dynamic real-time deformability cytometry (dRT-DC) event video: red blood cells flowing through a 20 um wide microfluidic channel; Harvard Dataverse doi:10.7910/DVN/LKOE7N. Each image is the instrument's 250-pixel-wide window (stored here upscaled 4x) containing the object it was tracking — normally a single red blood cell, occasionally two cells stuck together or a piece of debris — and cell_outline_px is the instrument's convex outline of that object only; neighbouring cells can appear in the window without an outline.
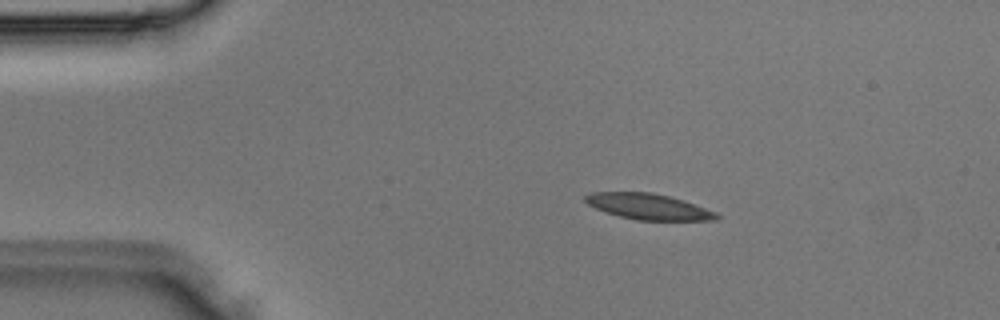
{"species": "Egyptian fruit bat (a non-hibernating species)", "species_latin": "Rousettus aegyptiacus", "temperature_condition": "room temperature", "stored_images_in_passage": 1, "camera_frame_rate_fps": 3000, "um_per_image_px": 0.085, "animal": {"sex": "male"}, "frame": {"image": 1, "passage_image": 1, "time_ms": 0.0, "image_size_px": [1000, 320], "cell_outline_px": [[720, 216], [716, 220], [636, 220], [620, 216], [596, 208], [588, 204], [584, 200], [584, 196], [592, 192], [652, 192], [684, 200], [696, 204], [716, 212]], "centroid_in_image_um": [55.14, 17.55], "position_along_channel_um": 29.9, "area_um2": 19.65}}